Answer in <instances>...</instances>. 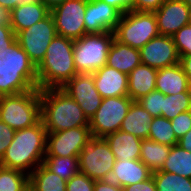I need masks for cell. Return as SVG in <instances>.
Listing matches in <instances>:
<instances>
[{
	"instance_id": "cell-5",
	"label": "cell",
	"mask_w": 191,
	"mask_h": 191,
	"mask_svg": "<svg viewBox=\"0 0 191 191\" xmlns=\"http://www.w3.org/2000/svg\"><path fill=\"white\" fill-rule=\"evenodd\" d=\"M41 114L38 88L14 95L0 96V120L15 131L37 124Z\"/></svg>"
},
{
	"instance_id": "cell-36",
	"label": "cell",
	"mask_w": 191,
	"mask_h": 191,
	"mask_svg": "<svg viewBox=\"0 0 191 191\" xmlns=\"http://www.w3.org/2000/svg\"><path fill=\"white\" fill-rule=\"evenodd\" d=\"M170 122L176 138L179 140L191 129V110L180 113Z\"/></svg>"
},
{
	"instance_id": "cell-43",
	"label": "cell",
	"mask_w": 191,
	"mask_h": 191,
	"mask_svg": "<svg viewBox=\"0 0 191 191\" xmlns=\"http://www.w3.org/2000/svg\"><path fill=\"white\" fill-rule=\"evenodd\" d=\"M37 2H41V0H0V5L12 10L20 4H33Z\"/></svg>"
},
{
	"instance_id": "cell-35",
	"label": "cell",
	"mask_w": 191,
	"mask_h": 191,
	"mask_svg": "<svg viewBox=\"0 0 191 191\" xmlns=\"http://www.w3.org/2000/svg\"><path fill=\"white\" fill-rule=\"evenodd\" d=\"M94 185V180L79 171L67 181L66 191H94Z\"/></svg>"
},
{
	"instance_id": "cell-9",
	"label": "cell",
	"mask_w": 191,
	"mask_h": 191,
	"mask_svg": "<svg viewBox=\"0 0 191 191\" xmlns=\"http://www.w3.org/2000/svg\"><path fill=\"white\" fill-rule=\"evenodd\" d=\"M133 102L128 95L103 98L100 107L89 120L92 136L105 138L120 130Z\"/></svg>"
},
{
	"instance_id": "cell-17",
	"label": "cell",
	"mask_w": 191,
	"mask_h": 191,
	"mask_svg": "<svg viewBox=\"0 0 191 191\" xmlns=\"http://www.w3.org/2000/svg\"><path fill=\"white\" fill-rule=\"evenodd\" d=\"M95 87L102 98L127 96L128 75L107 65L93 73Z\"/></svg>"
},
{
	"instance_id": "cell-6",
	"label": "cell",
	"mask_w": 191,
	"mask_h": 191,
	"mask_svg": "<svg viewBox=\"0 0 191 191\" xmlns=\"http://www.w3.org/2000/svg\"><path fill=\"white\" fill-rule=\"evenodd\" d=\"M114 32L87 33L74 40L73 56L78 74H93L107 62Z\"/></svg>"
},
{
	"instance_id": "cell-21",
	"label": "cell",
	"mask_w": 191,
	"mask_h": 191,
	"mask_svg": "<svg viewBox=\"0 0 191 191\" xmlns=\"http://www.w3.org/2000/svg\"><path fill=\"white\" fill-rule=\"evenodd\" d=\"M158 69L140 64L128 75V96L138 101L155 90Z\"/></svg>"
},
{
	"instance_id": "cell-7",
	"label": "cell",
	"mask_w": 191,
	"mask_h": 191,
	"mask_svg": "<svg viewBox=\"0 0 191 191\" xmlns=\"http://www.w3.org/2000/svg\"><path fill=\"white\" fill-rule=\"evenodd\" d=\"M159 35L154 12L146 11L131 10L122 14L114 30L117 41L139 50Z\"/></svg>"
},
{
	"instance_id": "cell-4",
	"label": "cell",
	"mask_w": 191,
	"mask_h": 191,
	"mask_svg": "<svg viewBox=\"0 0 191 191\" xmlns=\"http://www.w3.org/2000/svg\"><path fill=\"white\" fill-rule=\"evenodd\" d=\"M38 88L37 70L16 40L0 52V96Z\"/></svg>"
},
{
	"instance_id": "cell-15",
	"label": "cell",
	"mask_w": 191,
	"mask_h": 191,
	"mask_svg": "<svg viewBox=\"0 0 191 191\" xmlns=\"http://www.w3.org/2000/svg\"><path fill=\"white\" fill-rule=\"evenodd\" d=\"M121 13L102 0H88L84 17L87 33L114 32Z\"/></svg>"
},
{
	"instance_id": "cell-45",
	"label": "cell",
	"mask_w": 191,
	"mask_h": 191,
	"mask_svg": "<svg viewBox=\"0 0 191 191\" xmlns=\"http://www.w3.org/2000/svg\"><path fill=\"white\" fill-rule=\"evenodd\" d=\"M0 25L11 26V10L0 5Z\"/></svg>"
},
{
	"instance_id": "cell-19",
	"label": "cell",
	"mask_w": 191,
	"mask_h": 191,
	"mask_svg": "<svg viewBox=\"0 0 191 191\" xmlns=\"http://www.w3.org/2000/svg\"><path fill=\"white\" fill-rule=\"evenodd\" d=\"M155 90L164 95H174L191 91V84L180 63L170 67L158 69Z\"/></svg>"
},
{
	"instance_id": "cell-46",
	"label": "cell",
	"mask_w": 191,
	"mask_h": 191,
	"mask_svg": "<svg viewBox=\"0 0 191 191\" xmlns=\"http://www.w3.org/2000/svg\"><path fill=\"white\" fill-rule=\"evenodd\" d=\"M177 145L184 150L191 152V129L178 140Z\"/></svg>"
},
{
	"instance_id": "cell-22",
	"label": "cell",
	"mask_w": 191,
	"mask_h": 191,
	"mask_svg": "<svg viewBox=\"0 0 191 191\" xmlns=\"http://www.w3.org/2000/svg\"><path fill=\"white\" fill-rule=\"evenodd\" d=\"M116 160H138L141 154V142L138 137L118 130L105 137Z\"/></svg>"
},
{
	"instance_id": "cell-3",
	"label": "cell",
	"mask_w": 191,
	"mask_h": 191,
	"mask_svg": "<svg viewBox=\"0 0 191 191\" xmlns=\"http://www.w3.org/2000/svg\"><path fill=\"white\" fill-rule=\"evenodd\" d=\"M47 132L40 120L34 126L17 130L5 154L0 159L3 167L25 172L32 166L36 169L43 160L46 152Z\"/></svg>"
},
{
	"instance_id": "cell-34",
	"label": "cell",
	"mask_w": 191,
	"mask_h": 191,
	"mask_svg": "<svg viewBox=\"0 0 191 191\" xmlns=\"http://www.w3.org/2000/svg\"><path fill=\"white\" fill-rule=\"evenodd\" d=\"M172 38L179 56L191 55V24L183 26Z\"/></svg>"
},
{
	"instance_id": "cell-11",
	"label": "cell",
	"mask_w": 191,
	"mask_h": 191,
	"mask_svg": "<svg viewBox=\"0 0 191 191\" xmlns=\"http://www.w3.org/2000/svg\"><path fill=\"white\" fill-rule=\"evenodd\" d=\"M88 0H67L51 10L57 35L72 40L86 34L84 17Z\"/></svg>"
},
{
	"instance_id": "cell-39",
	"label": "cell",
	"mask_w": 191,
	"mask_h": 191,
	"mask_svg": "<svg viewBox=\"0 0 191 191\" xmlns=\"http://www.w3.org/2000/svg\"><path fill=\"white\" fill-rule=\"evenodd\" d=\"M16 41V34L11 26L0 25V52H4Z\"/></svg>"
},
{
	"instance_id": "cell-30",
	"label": "cell",
	"mask_w": 191,
	"mask_h": 191,
	"mask_svg": "<svg viewBox=\"0 0 191 191\" xmlns=\"http://www.w3.org/2000/svg\"><path fill=\"white\" fill-rule=\"evenodd\" d=\"M29 174L0 165V191H28Z\"/></svg>"
},
{
	"instance_id": "cell-13",
	"label": "cell",
	"mask_w": 191,
	"mask_h": 191,
	"mask_svg": "<svg viewBox=\"0 0 191 191\" xmlns=\"http://www.w3.org/2000/svg\"><path fill=\"white\" fill-rule=\"evenodd\" d=\"M61 89L79 104L88 120L95 114L103 100L95 87L93 74H77Z\"/></svg>"
},
{
	"instance_id": "cell-38",
	"label": "cell",
	"mask_w": 191,
	"mask_h": 191,
	"mask_svg": "<svg viewBox=\"0 0 191 191\" xmlns=\"http://www.w3.org/2000/svg\"><path fill=\"white\" fill-rule=\"evenodd\" d=\"M165 0H133L132 11L154 12Z\"/></svg>"
},
{
	"instance_id": "cell-16",
	"label": "cell",
	"mask_w": 191,
	"mask_h": 191,
	"mask_svg": "<svg viewBox=\"0 0 191 191\" xmlns=\"http://www.w3.org/2000/svg\"><path fill=\"white\" fill-rule=\"evenodd\" d=\"M154 14L160 35L172 36L189 24V6L183 0H165Z\"/></svg>"
},
{
	"instance_id": "cell-24",
	"label": "cell",
	"mask_w": 191,
	"mask_h": 191,
	"mask_svg": "<svg viewBox=\"0 0 191 191\" xmlns=\"http://www.w3.org/2000/svg\"><path fill=\"white\" fill-rule=\"evenodd\" d=\"M153 118L137 101H134L122 122L120 130L141 140L148 139L150 123Z\"/></svg>"
},
{
	"instance_id": "cell-31",
	"label": "cell",
	"mask_w": 191,
	"mask_h": 191,
	"mask_svg": "<svg viewBox=\"0 0 191 191\" xmlns=\"http://www.w3.org/2000/svg\"><path fill=\"white\" fill-rule=\"evenodd\" d=\"M148 139L168 146H174L178 143L170 120L163 116L153 118L150 123Z\"/></svg>"
},
{
	"instance_id": "cell-14",
	"label": "cell",
	"mask_w": 191,
	"mask_h": 191,
	"mask_svg": "<svg viewBox=\"0 0 191 191\" xmlns=\"http://www.w3.org/2000/svg\"><path fill=\"white\" fill-rule=\"evenodd\" d=\"M141 64L161 69L180 62L172 36L159 35L140 49Z\"/></svg>"
},
{
	"instance_id": "cell-18",
	"label": "cell",
	"mask_w": 191,
	"mask_h": 191,
	"mask_svg": "<svg viewBox=\"0 0 191 191\" xmlns=\"http://www.w3.org/2000/svg\"><path fill=\"white\" fill-rule=\"evenodd\" d=\"M152 173L139 159L116 160L109 179L123 188L149 179Z\"/></svg>"
},
{
	"instance_id": "cell-44",
	"label": "cell",
	"mask_w": 191,
	"mask_h": 191,
	"mask_svg": "<svg viewBox=\"0 0 191 191\" xmlns=\"http://www.w3.org/2000/svg\"><path fill=\"white\" fill-rule=\"evenodd\" d=\"M180 65L191 84V55L180 56Z\"/></svg>"
},
{
	"instance_id": "cell-26",
	"label": "cell",
	"mask_w": 191,
	"mask_h": 191,
	"mask_svg": "<svg viewBox=\"0 0 191 191\" xmlns=\"http://www.w3.org/2000/svg\"><path fill=\"white\" fill-rule=\"evenodd\" d=\"M170 151L171 146L144 139L141 142V154L139 160L152 172L159 171L164 165Z\"/></svg>"
},
{
	"instance_id": "cell-29",
	"label": "cell",
	"mask_w": 191,
	"mask_h": 191,
	"mask_svg": "<svg viewBox=\"0 0 191 191\" xmlns=\"http://www.w3.org/2000/svg\"><path fill=\"white\" fill-rule=\"evenodd\" d=\"M152 177L157 191H191L190 178L160 170L153 172Z\"/></svg>"
},
{
	"instance_id": "cell-48",
	"label": "cell",
	"mask_w": 191,
	"mask_h": 191,
	"mask_svg": "<svg viewBox=\"0 0 191 191\" xmlns=\"http://www.w3.org/2000/svg\"><path fill=\"white\" fill-rule=\"evenodd\" d=\"M189 24H191V6H189Z\"/></svg>"
},
{
	"instance_id": "cell-42",
	"label": "cell",
	"mask_w": 191,
	"mask_h": 191,
	"mask_svg": "<svg viewBox=\"0 0 191 191\" xmlns=\"http://www.w3.org/2000/svg\"><path fill=\"white\" fill-rule=\"evenodd\" d=\"M103 2L107 3L115 7L121 14H124L128 11H131L133 0H102Z\"/></svg>"
},
{
	"instance_id": "cell-1",
	"label": "cell",
	"mask_w": 191,
	"mask_h": 191,
	"mask_svg": "<svg viewBox=\"0 0 191 191\" xmlns=\"http://www.w3.org/2000/svg\"><path fill=\"white\" fill-rule=\"evenodd\" d=\"M41 121L47 133L89 126L79 104L61 88L40 90Z\"/></svg>"
},
{
	"instance_id": "cell-32",
	"label": "cell",
	"mask_w": 191,
	"mask_h": 191,
	"mask_svg": "<svg viewBox=\"0 0 191 191\" xmlns=\"http://www.w3.org/2000/svg\"><path fill=\"white\" fill-rule=\"evenodd\" d=\"M189 110H191V91L165 95L163 98L162 116L168 120H172L180 113Z\"/></svg>"
},
{
	"instance_id": "cell-33",
	"label": "cell",
	"mask_w": 191,
	"mask_h": 191,
	"mask_svg": "<svg viewBox=\"0 0 191 191\" xmlns=\"http://www.w3.org/2000/svg\"><path fill=\"white\" fill-rule=\"evenodd\" d=\"M165 95L158 90H153L140 98L137 102L147 110L152 117L162 116L163 98Z\"/></svg>"
},
{
	"instance_id": "cell-41",
	"label": "cell",
	"mask_w": 191,
	"mask_h": 191,
	"mask_svg": "<svg viewBox=\"0 0 191 191\" xmlns=\"http://www.w3.org/2000/svg\"><path fill=\"white\" fill-rule=\"evenodd\" d=\"M94 191H123V188L110 179L95 181Z\"/></svg>"
},
{
	"instance_id": "cell-12",
	"label": "cell",
	"mask_w": 191,
	"mask_h": 191,
	"mask_svg": "<svg viewBox=\"0 0 191 191\" xmlns=\"http://www.w3.org/2000/svg\"><path fill=\"white\" fill-rule=\"evenodd\" d=\"M92 137L89 126H80L47 133L45 156H79L82 147Z\"/></svg>"
},
{
	"instance_id": "cell-8",
	"label": "cell",
	"mask_w": 191,
	"mask_h": 191,
	"mask_svg": "<svg viewBox=\"0 0 191 191\" xmlns=\"http://www.w3.org/2000/svg\"><path fill=\"white\" fill-rule=\"evenodd\" d=\"M115 161V156L105 138L92 136L79 153V171L94 181L108 180Z\"/></svg>"
},
{
	"instance_id": "cell-28",
	"label": "cell",
	"mask_w": 191,
	"mask_h": 191,
	"mask_svg": "<svg viewBox=\"0 0 191 191\" xmlns=\"http://www.w3.org/2000/svg\"><path fill=\"white\" fill-rule=\"evenodd\" d=\"M43 165L52 173L57 174L65 181L70 180L79 172L78 156H45Z\"/></svg>"
},
{
	"instance_id": "cell-2",
	"label": "cell",
	"mask_w": 191,
	"mask_h": 191,
	"mask_svg": "<svg viewBox=\"0 0 191 191\" xmlns=\"http://www.w3.org/2000/svg\"><path fill=\"white\" fill-rule=\"evenodd\" d=\"M74 40L57 35L36 67L38 89L62 88L77 75L73 56Z\"/></svg>"
},
{
	"instance_id": "cell-23",
	"label": "cell",
	"mask_w": 191,
	"mask_h": 191,
	"mask_svg": "<svg viewBox=\"0 0 191 191\" xmlns=\"http://www.w3.org/2000/svg\"><path fill=\"white\" fill-rule=\"evenodd\" d=\"M51 11L42 3L20 4L11 10V28L17 35L20 31L46 18Z\"/></svg>"
},
{
	"instance_id": "cell-27",
	"label": "cell",
	"mask_w": 191,
	"mask_h": 191,
	"mask_svg": "<svg viewBox=\"0 0 191 191\" xmlns=\"http://www.w3.org/2000/svg\"><path fill=\"white\" fill-rule=\"evenodd\" d=\"M160 171L176 173L191 179V152L184 150L177 144L171 146L170 154Z\"/></svg>"
},
{
	"instance_id": "cell-37",
	"label": "cell",
	"mask_w": 191,
	"mask_h": 191,
	"mask_svg": "<svg viewBox=\"0 0 191 191\" xmlns=\"http://www.w3.org/2000/svg\"><path fill=\"white\" fill-rule=\"evenodd\" d=\"M15 130L0 120V159L14 138Z\"/></svg>"
},
{
	"instance_id": "cell-10",
	"label": "cell",
	"mask_w": 191,
	"mask_h": 191,
	"mask_svg": "<svg viewBox=\"0 0 191 191\" xmlns=\"http://www.w3.org/2000/svg\"><path fill=\"white\" fill-rule=\"evenodd\" d=\"M57 36L54 18L51 13L16 35V40L37 67L43 60L52 39Z\"/></svg>"
},
{
	"instance_id": "cell-40",
	"label": "cell",
	"mask_w": 191,
	"mask_h": 191,
	"mask_svg": "<svg viewBox=\"0 0 191 191\" xmlns=\"http://www.w3.org/2000/svg\"><path fill=\"white\" fill-rule=\"evenodd\" d=\"M123 191H157V188L151 176L145 181L123 187Z\"/></svg>"
},
{
	"instance_id": "cell-49",
	"label": "cell",
	"mask_w": 191,
	"mask_h": 191,
	"mask_svg": "<svg viewBox=\"0 0 191 191\" xmlns=\"http://www.w3.org/2000/svg\"><path fill=\"white\" fill-rule=\"evenodd\" d=\"M188 6H191V0H183Z\"/></svg>"
},
{
	"instance_id": "cell-47",
	"label": "cell",
	"mask_w": 191,
	"mask_h": 191,
	"mask_svg": "<svg viewBox=\"0 0 191 191\" xmlns=\"http://www.w3.org/2000/svg\"><path fill=\"white\" fill-rule=\"evenodd\" d=\"M67 0H41V2L51 11L56 6L63 4Z\"/></svg>"
},
{
	"instance_id": "cell-20",
	"label": "cell",
	"mask_w": 191,
	"mask_h": 191,
	"mask_svg": "<svg viewBox=\"0 0 191 191\" xmlns=\"http://www.w3.org/2000/svg\"><path fill=\"white\" fill-rule=\"evenodd\" d=\"M140 64V50L122 44L114 38L109 49L106 65L129 75Z\"/></svg>"
},
{
	"instance_id": "cell-25",
	"label": "cell",
	"mask_w": 191,
	"mask_h": 191,
	"mask_svg": "<svg viewBox=\"0 0 191 191\" xmlns=\"http://www.w3.org/2000/svg\"><path fill=\"white\" fill-rule=\"evenodd\" d=\"M29 174L30 191H66L67 181L57 174L49 171L43 164H40Z\"/></svg>"
}]
</instances>
